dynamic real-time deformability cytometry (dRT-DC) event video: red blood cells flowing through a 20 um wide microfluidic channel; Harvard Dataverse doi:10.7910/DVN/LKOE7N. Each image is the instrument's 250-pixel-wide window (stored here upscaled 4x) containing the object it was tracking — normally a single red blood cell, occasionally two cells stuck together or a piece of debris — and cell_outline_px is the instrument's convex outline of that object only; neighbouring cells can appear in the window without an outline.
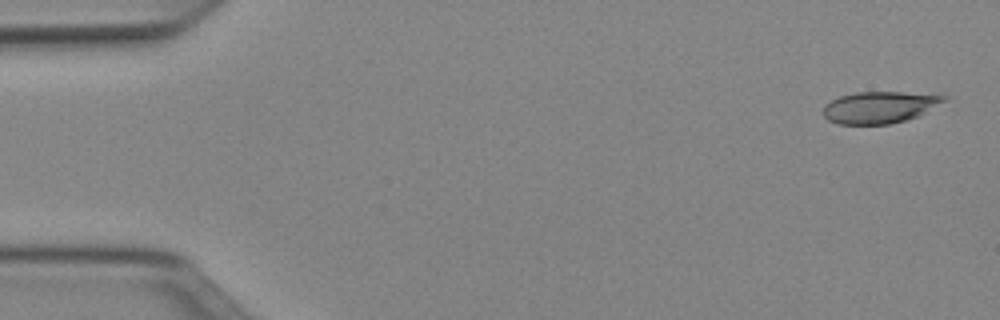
{"species": "Egyptian fruit bat (a non-hibernating species)", "species_latin": "Rousettus aegyptiacus", "temperature_condition": "cold", "stored_images_in_passage": 15, "camera_frame_rate_fps": 3000, "um_per_image_px": 0.085, "animal": {"sex": "female"}, "frame": {"image": 1, "passage_image": 1, "time_ms": 0.0, "image_size_px": [1000, 320], "cell_outline_px": [[948, 100], [916, 116], [904, 120], [888, 124], [836, 124], [828, 120], [824, 116], [824, 104], [840, 96], [856, 92], [900, 92], [948, 96]], "centroid_in_image_um": [74.73, 9.12], "position_along_channel_um": 10.3, "area_um2": 22.08}}
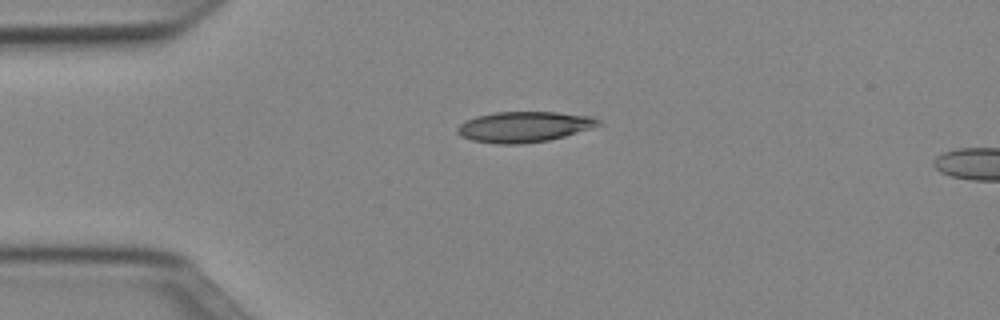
{"frame": {"image": 2, "passage_image": 11, "time_ms": 3.333, "image_size_px": [1000, 320], "cell_outline_px": [[604, 124], [592, 128], [564, 136], [548, 140], [524, 144], [496, 144], [472, 140], [460, 136], [456, 132], [456, 128], [460, 124], [476, 116], [496, 112], [556, 112], [592, 116], [600, 120]], "centroid_in_image_um": [44.56, 10.78], "position_along_channel_um": 40.4, "area_um2": 25.26}}